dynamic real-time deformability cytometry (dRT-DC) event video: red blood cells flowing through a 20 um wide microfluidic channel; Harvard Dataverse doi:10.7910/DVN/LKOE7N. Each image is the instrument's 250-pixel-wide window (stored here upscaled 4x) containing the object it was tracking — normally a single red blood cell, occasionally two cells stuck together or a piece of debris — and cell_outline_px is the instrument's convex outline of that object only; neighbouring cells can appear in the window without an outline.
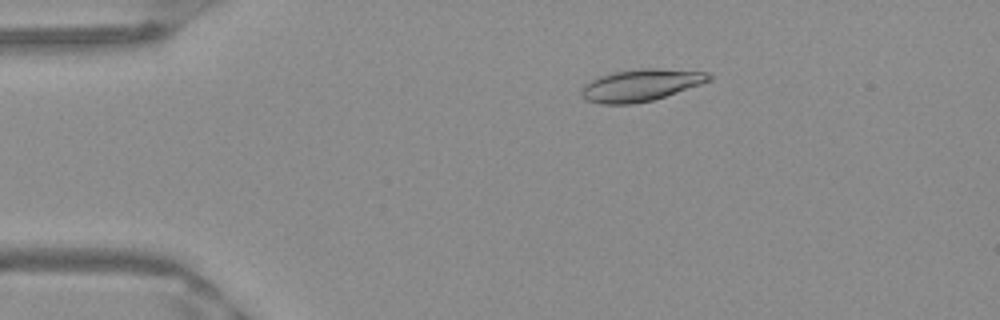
{"species": "Egyptian fruit bat (a non-hibernating species)", "species_latin": "Rousettus aegyptiacus", "temperature_condition": "warm", "stored_images_in_passage": 40, "camera_frame_rate_fps": 3000, "um_per_image_px": 0.085, "frame": {"image": 1, "passage_image": 10, "time_ms": 3.0, "image_size_px": [1000, 320], "cell_outline_px": [[712, 80], [652, 100], [632, 104], [600, 104], [588, 100], [580, 96], [580, 92], [584, 84], [600, 76], [612, 72], [644, 68], [656, 68], [708, 72], [712, 76]], "centroid_in_image_um": [54.44, 7.23], "position_along_channel_um": 30.6, "area_um2": 23.58}}
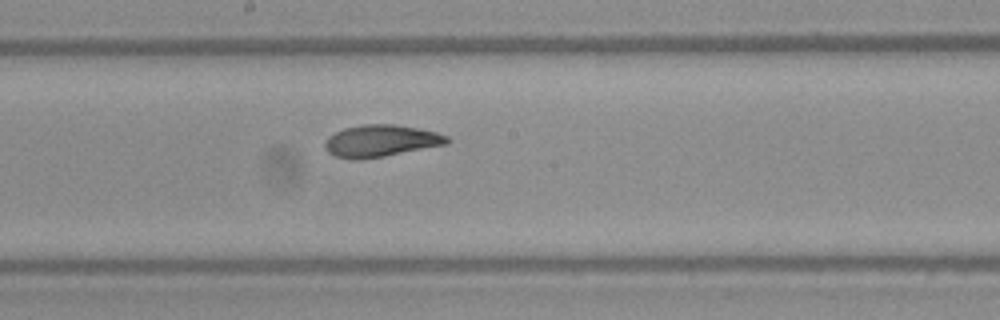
{"frame": {"image": 2, "passage_image": 28, "time_ms": 9.0, "image_size_px": [1000, 320], "cell_outline_px": [[452, 140], [448, 144], [384, 156], [360, 160], [356, 160], [336, 156], [328, 152], [324, 148], [324, 144], [328, 136], [344, 128], [364, 124], [396, 124], [436, 132], [448, 136]], "centroid_in_image_um": [32.38, 11.97], "position_along_channel_um": 215.8, "area_um2": 22.77}}
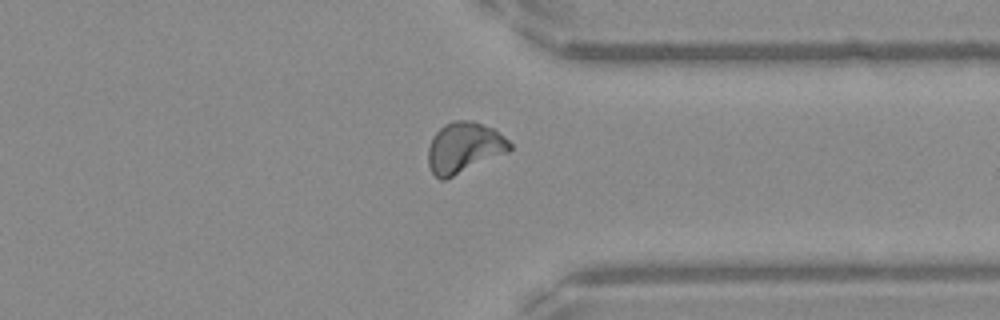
{"frame": {"image": 3, "passage_image": 40, "time_ms": 13.0, "image_size_px": [1000, 320], "cell_outline_px": [[512, 148], [508, 152], [444, 180], [440, 180], [432, 172], [428, 164], [428, 148], [432, 136], [444, 124], [452, 120], [472, 120], [492, 128], [504, 136], [512, 144]], "centroid_in_image_um": [39.43, 12.53], "position_along_channel_um": 372.0, "area_um2": 24.1}, "authors_computed_cell_mechanics": {"area_um2": 22.9466, "velocity_mm_per_s": 3.9589, "shape_relaxation_time_tau1_ms": 7.2624, "shape_relaxation_time_tau2_ms": 1.9422, "deformation_change_tau1": 0.2314, "deformation_change_tau2": 0.0656}}